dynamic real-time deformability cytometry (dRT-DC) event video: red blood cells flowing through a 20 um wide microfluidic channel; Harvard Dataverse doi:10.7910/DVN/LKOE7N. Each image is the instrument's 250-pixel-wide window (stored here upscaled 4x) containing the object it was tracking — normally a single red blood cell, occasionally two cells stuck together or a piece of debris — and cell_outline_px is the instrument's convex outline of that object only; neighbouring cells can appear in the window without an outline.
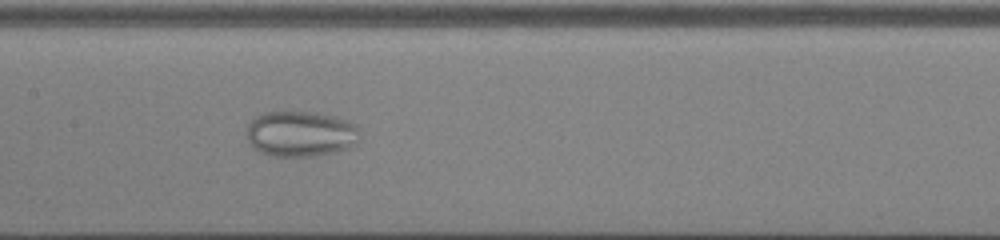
{"species": "common noctule bat (a hibernating species)", "species_latin": "Nyctalus noctula", "temperature_condition": "cold", "stored_images_in_passage": 52, "camera_frame_rate_fps": 3000, "um_per_image_px": 0.085, "animal": {"sex": "male", "body_mass_g": 13.0, "forearm_length_mm": 53.1}, "frame": {"image": 1, "passage_image": 27, "time_ms": 8.667, "image_size_px": [1000, 240], "cell_outline_px": [[360, 140], [356, 144], [348, 148], [336, 152], [316, 156], [272, 156], [260, 152], [248, 140], [248, 124], [256, 116], [264, 112], [316, 112], [336, 116], [348, 120], [356, 128], [360, 136]], "centroid_in_image_um": [25.59, 11.38], "position_along_channel_um": 181.8, "area_um2": 30.11}}
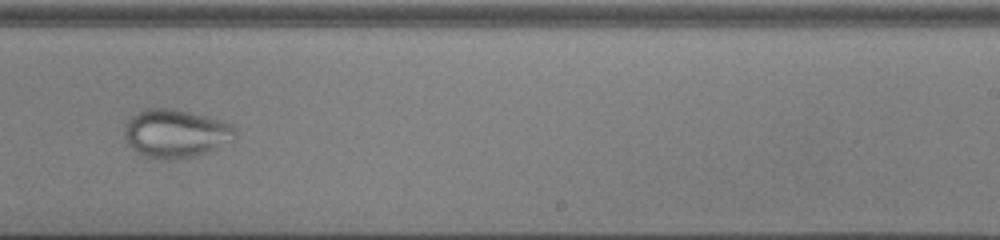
{"frame": {"image": 2, "passage_image": 34, "time_ms": 11.0, "image_size_px": [1000, 240], "cell_outline_px": [[236, 140], [216, 148], [192, 156], [164, 160], [144, 156], [132, 148], [124, 140], [124, 128], [128, 120], [132, 116], [144, 108], [172, 108], [220, 120], [236, 128]], "centroid_in_image_um": [14.91, 11.34], "position_along_channel_um": 274.1, "area_um2": 31.04}}